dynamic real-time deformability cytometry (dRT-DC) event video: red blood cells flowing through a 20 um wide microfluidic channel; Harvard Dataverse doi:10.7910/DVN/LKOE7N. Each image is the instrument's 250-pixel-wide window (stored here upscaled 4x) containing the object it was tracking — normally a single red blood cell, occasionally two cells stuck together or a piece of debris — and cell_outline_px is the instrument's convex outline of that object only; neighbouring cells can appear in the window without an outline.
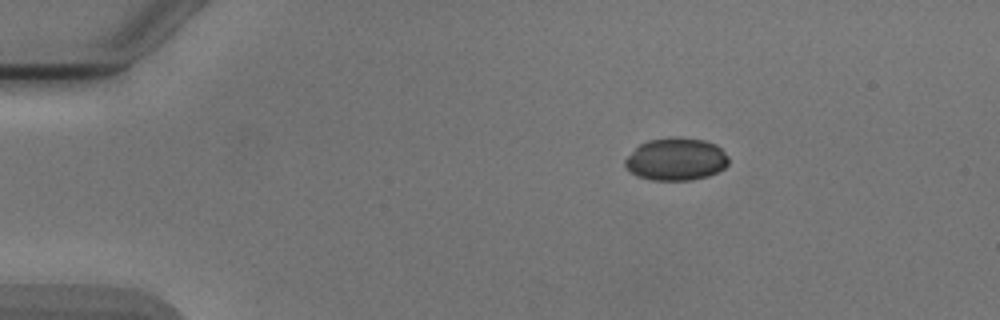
{"species": "Egyptian fruit bat (a non-hibernating species)", "species_latin": "Rousettus aegyptiacus", "temperature_condition": "cold", "stored_images_in_passage": 3, "camera_frame_rate_fps": 3000, "um_per_image_px": 0.085, "animal": {"sex": "male"}, "frame": {"image": 1, "passage_image": 1, "time_ms": 0.0, "image_size_px": [1000, 320], "cell_outline_px": [[728, 164], [724, 168], [708, 176], [692, 180], [652, 180], [640, 176], [632, 172], [624, 164], [624, 160], [640, 144], [648, 140], [668, 136], [680, 136], [704, 140], [716, 144], [728, 156]], "centroid_in_image_um": [57.49, 13.51], "position_along_channel_um": 27.5, "area_um2": 25.72}}